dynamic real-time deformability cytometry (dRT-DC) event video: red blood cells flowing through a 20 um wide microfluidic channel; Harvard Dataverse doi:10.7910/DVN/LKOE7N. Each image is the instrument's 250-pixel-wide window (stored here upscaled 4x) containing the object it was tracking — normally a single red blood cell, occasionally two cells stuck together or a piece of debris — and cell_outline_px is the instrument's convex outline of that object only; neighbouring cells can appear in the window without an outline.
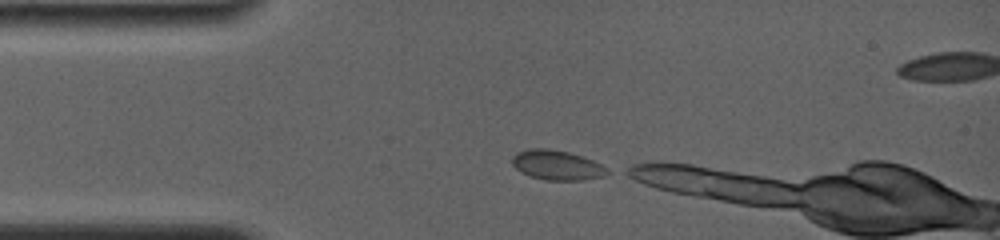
{"species": "common noctule bat (a hibernating species)", "species_latin": "Nyctalus noctula", "temperature_condition": "room temperature", "stored_images_in_passage": 5, "camera_frame_rate_fps": 4000, "um_per_image_px": 0.085, "animal": {"sex": "female", "body_mass_g": 19.0, "forearm_length_mm": 56.7}, "frame": {"image": 1, "passage_image": 1, "time_ms": 0.0, "image_size_px": [1000, 240], "cell_outline_px": [[612, 172], [604, 176], [580, 180], [544, 180], [528, 176], [516, 168], [512, 164], [512, 156], [516, 152], [528, 148], [548, 148], [568, 152], [592, 160], [608, 168]], "centroid_in_image_um": [47.32, 14.03], "position_along_channel_um": 37.7, "area_um2": 16.59}}
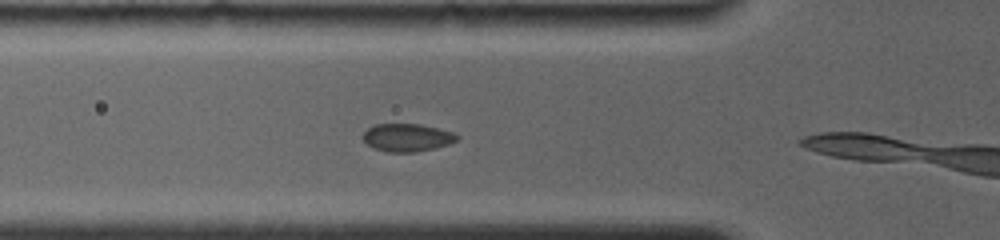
{"frame": {"image": 2, "passage_image": 4, "time_ms": 2.0, "image_size_px": [1000, 240], "cell_outline_px": [[460, 136], [456, 140], [448, 144], [436, 148], [412, 152], [388, 152], [376, 148], [368, 144], [364, 140], [364, 132], [368, 128], [376, 124], [420, 124], [452, 132]], "centroid_in_image_um": [34.62, 11.69], "position_along_channel_um": 91.2, "area_um2": 14.97}}